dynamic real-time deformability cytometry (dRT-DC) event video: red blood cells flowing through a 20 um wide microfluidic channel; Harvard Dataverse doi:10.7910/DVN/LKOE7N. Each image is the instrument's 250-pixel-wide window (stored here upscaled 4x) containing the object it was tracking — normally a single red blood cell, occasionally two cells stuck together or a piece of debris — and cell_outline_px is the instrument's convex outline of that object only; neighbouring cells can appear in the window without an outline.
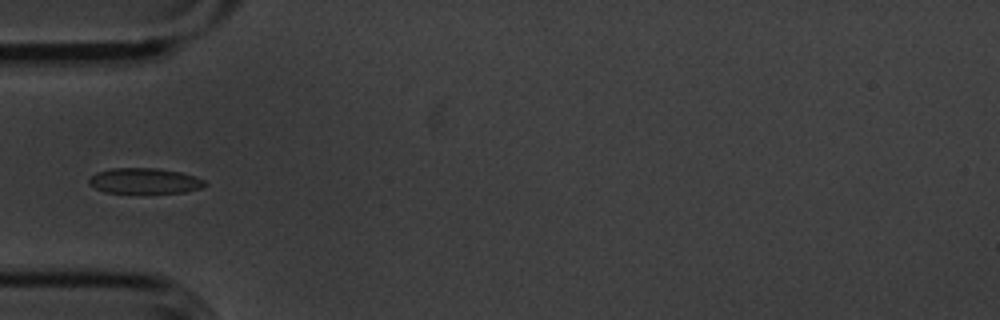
{"species": "common noctule bat (a hibernating species)", "species_latin": "Nyctalus noctula", "temperature_condition": "cold", "stored_images_in_passage": 39, "camera_frame_rate_fps": 3000, "um_per_image_px": 0.085, "animal": {"sex": "male", "body_mass_g": 20.1, "forearm_length_mm": 53.5}, "frame": {"image": 1, "passage_image": 1, "time_ms": 0.0, "image_size_px": [1000, 320], "cell_outline_px": [[208, 184], [200, 188], [184, 192], [104, 192], [88, 184], [88, 180], [96, 172], [112, 168], [156, 168], [180, 172], [196, 176], [204, 180]], "centroid_in_image_um": [12.29, 15.36], "position_along_channel_um": 72.7, "area_um2": 17.05}}
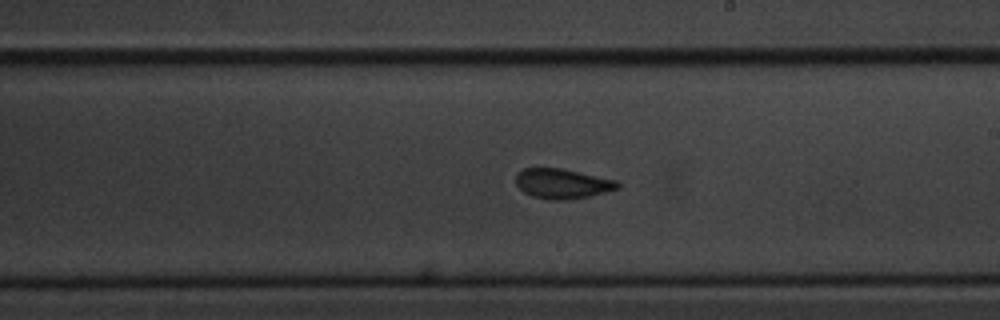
{"frame": {"image": 2, "passage_image": 15, "time_ms": 4.667, "image_size_px": [1000, 320], "cell_outline_px": [[620, 188], [588, 196], [568, 200], [548, 200], [532, 196], [524, 192], [516, 184], [516, 172], [524, 168], [560, 168], [616, 180], [620, 184]], "centroid_in_image_um": [47.77, 15.61], "position_along_channel_um": 241.2, "area_um2": 17.69}}
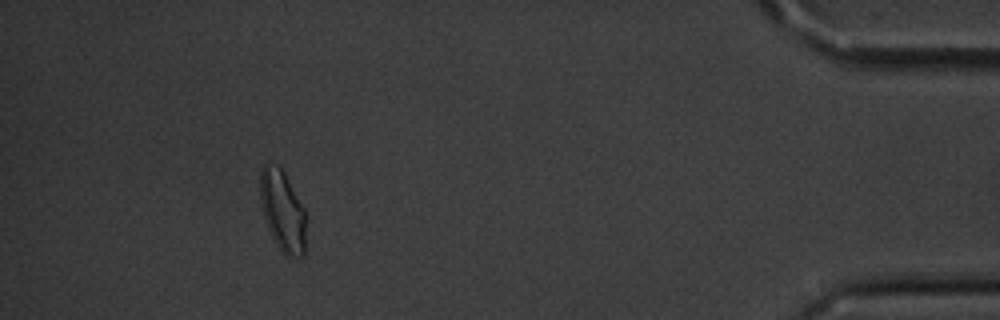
{"frame": {"image": 3, "passage_image": 34, "time_ms": 11.0, "image_size_px": [1000, 320], "cell_outline_px": [[304, 256], [288, 256], [276, 244], [264, 220], [260, 204], [260, 172], [264, 164], [268, 164], [280, 168], [284, 172], [304, 208]], "centroid_in_image_um": [23.98, 17.91], "position_along_channel_um": 411.2, "area_um2": 21.15}}